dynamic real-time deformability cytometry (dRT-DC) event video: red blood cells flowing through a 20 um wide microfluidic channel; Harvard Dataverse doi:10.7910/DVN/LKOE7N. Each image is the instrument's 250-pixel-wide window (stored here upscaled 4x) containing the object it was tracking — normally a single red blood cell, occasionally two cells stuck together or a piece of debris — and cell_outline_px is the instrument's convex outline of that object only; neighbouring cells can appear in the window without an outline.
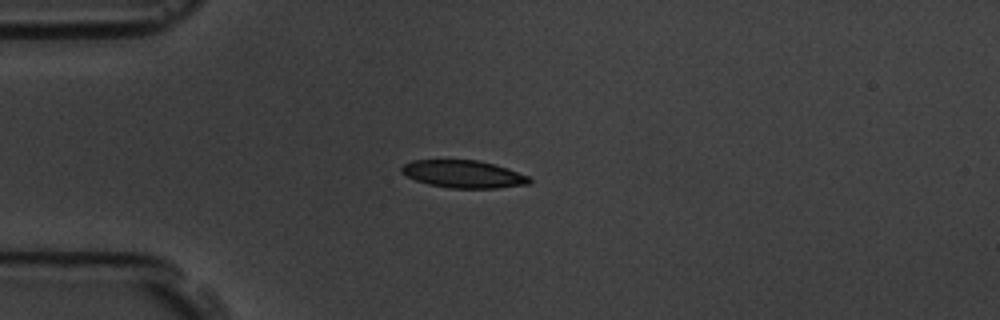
{"species": "common noctule bat (a hibernating species)", "species_latin": "Nyctalus noctula", "temperature_condition": "room temperature", "stored_images_in_passage": 1, "camera_frame_rate_fps": 3000, "um_per_image_px": 0.085, "animal": {"sex": "male", "body_mass_g": 19.5, "forearm_length_mm": 54.6}, "frame": {"image": 1, "passage_image": 1, "time_ms": 0.0, "image_size_px": [1000, 320], "cell_outline_px": [[532, 180], [528, 184], [496, 188], [452, 188], [428, 184], [416, 180], [400, 172], [400, 168], [404, 164], [412, 160], [480, 160], [496, 164], [508, 168], [528, 176]], "centroid_in_image_um": [39.4, 14.79], "position_along_channel_um": 45.6, "area_um2": 20.52}}